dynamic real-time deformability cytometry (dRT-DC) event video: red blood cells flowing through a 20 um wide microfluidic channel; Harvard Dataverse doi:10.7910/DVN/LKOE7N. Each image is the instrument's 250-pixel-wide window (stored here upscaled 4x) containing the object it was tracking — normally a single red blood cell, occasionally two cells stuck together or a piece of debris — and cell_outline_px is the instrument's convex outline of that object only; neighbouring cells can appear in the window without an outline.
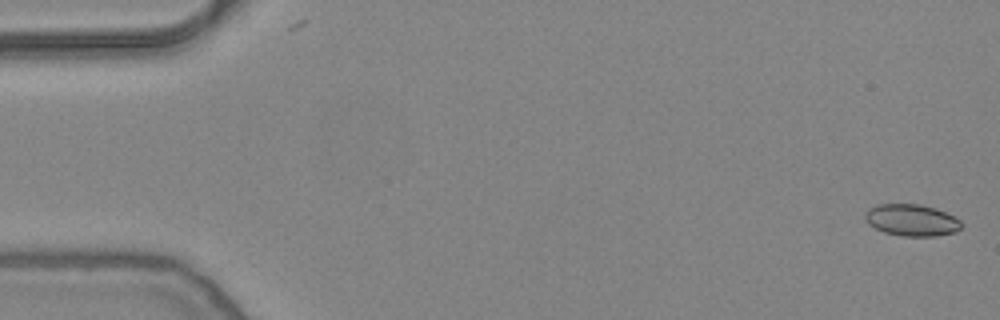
{"species": "common noctule bat (a hibernating species)", "species_latin": "Nyctalus noctula", "temperature_condition": "warm", "stored_images_in_passage": 54, "camera_frame_rate_fps": 3000, "um_per_image_px": 0.085, "animal": {"sex": "female", "body_mass_g": 24.6, "forearm_length_mm": 56.2}, "frame": {"image": 1, "passage_image": 2, "time_ms": 0.333, "image_size_px": [1000, 320], "cell_outline_px": [[960, 228], [956, 232], [936, 236], [900, 236], [884, 232], [868, 224], [864, 216], [864, 212], [868, 208], [876, 204], [920, 204], [936, 208], [960, 220]], "centroid_in_image_um": [77.44, 18.71], "position_along_channel_um": 7.6, "area_um2": 17.86}}
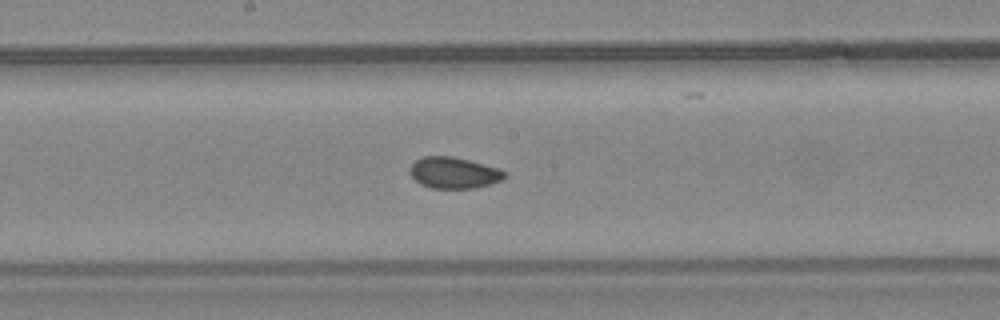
{"frame": {"image": 2, "passage_image": 29, "time_ms": 9.333, "image_size_px": [1000, 320], "cell_outline_px": [[508, 176], [504, 180], [472, 188], [432, 188], [420, 184], [408, 172], [408, 168], [416, 160], [424, 156], [452, 156], [468, 160], [496, 168], [504, 172]], "centroid_in_image_um": [38.54, 14.69], "position_along_channel_um": 209.7, "area_um2": 17.11}}
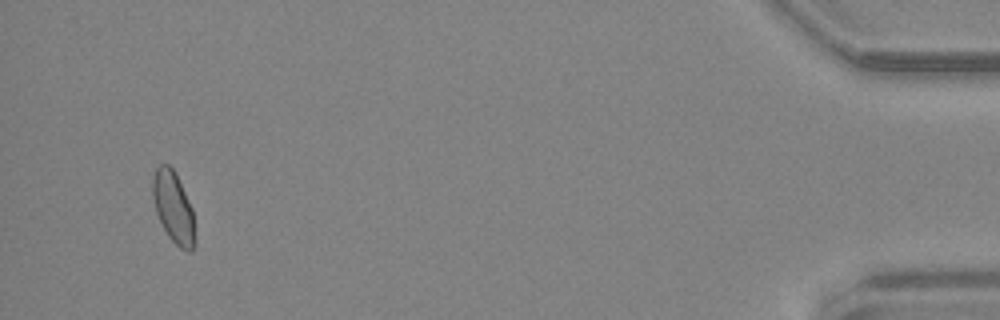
{"frame": {"image": 3, "passage_image": 52, "time_ms": 17.0, "image_size_px": [1000, 320], "cell_outline_px": [[192, 252], [188, 252], [180, 248], [168, 236], [156, 212], [152, 196], [152, 180], [156, 168], [160, 164], [168, 164], [172, 168], [192, 208]], "centroid_in_image_um": [14.68, 17.58], "position_along_channel_um": 420.5, "area_um2": 16.76}, "authors_computed_cell_mechanics": {"area_um2": 17.5423, "velocity_mm_per_s": 3.828, "shape_relaxation_time_tau1_ms": null, "shape_relaxation_time_tau2_ms": 2.2183, "deformation_change_tau1": null, "deformation_change_tau2": 0.0429}}